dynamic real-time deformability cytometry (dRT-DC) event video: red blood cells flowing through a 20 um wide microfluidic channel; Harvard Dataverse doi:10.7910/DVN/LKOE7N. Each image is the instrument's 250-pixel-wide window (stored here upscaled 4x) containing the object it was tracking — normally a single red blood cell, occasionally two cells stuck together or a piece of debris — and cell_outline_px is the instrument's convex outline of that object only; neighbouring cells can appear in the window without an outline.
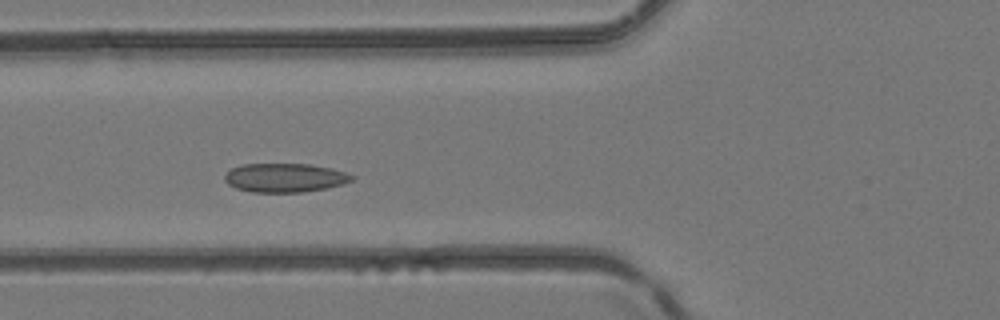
{"species": "common noctule bat (a hibernating species)", "species_latin": "Nyctalus noctula", "temperature_condition": "room temperature", "stored_images_in_passage": 3, "camera_frame_rate_fps": 3000, "um_per_image_px": 0.085, "animal": {"sex": "female", "body_mass_g": 24.6, "forearm_length_mm": 56.2}, "frame": {"image": 1, "passage_image": 3, "time_ms": 0.667, "image_size_px": [1000, 320], "cell_outline_px": [[356, 176], [352, 180], [340, 184], [324, 188], [300, 192], [252, 192], [236, 188], [228, 184], [224, 180], [224, 176], [232, 168], [244, 164], [308, 164], [332, 168]], "centroid_in_image_um": [24.19, 15.1], "position_along_channel_um": 101.6, "area_um2": 21.15}}